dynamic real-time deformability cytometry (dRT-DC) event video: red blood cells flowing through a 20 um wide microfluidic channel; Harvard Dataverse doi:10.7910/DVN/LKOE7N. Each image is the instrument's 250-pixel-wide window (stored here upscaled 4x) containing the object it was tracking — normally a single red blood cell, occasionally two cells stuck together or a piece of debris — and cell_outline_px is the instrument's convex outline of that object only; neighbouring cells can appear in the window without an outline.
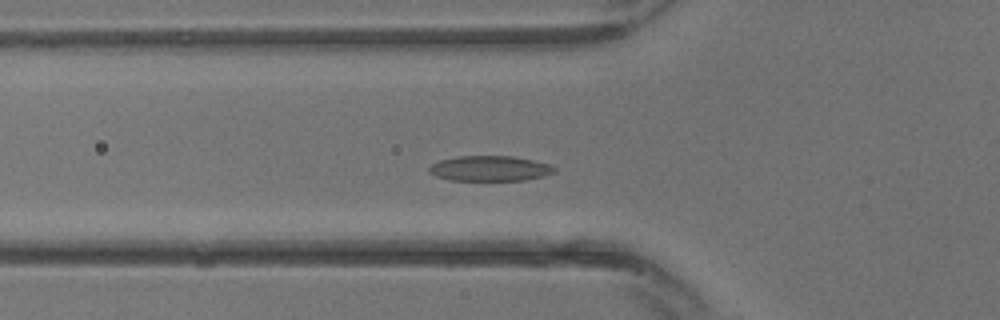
{"species": "common noctule bat (a hibernating species)", "species_latin": "Nyctalus noctula", "temperature_condition": "warm", "stored_images_in_passage": 13, "camera_frame_rate_fps": 3000, "um_per_image_px": 0.085, "animal": {"sex": "male", "body_mass_g": 13.3}, "frame": {"image": 1, "passage_image": 5, "time_ms": 1.333, "image_size_px": [1000, 320], "cell_outline_px": [[556, 172], [544, 176], [524, 180], [448, 180], [436, 176], [428, 172], [428, 168], [432, 164], [440, 160], [456, 156], [512, 156], [532, 160], [548, 164], [556, 168]], "centroid_in_image_um": [41.62, 14.32], "position_along_channel_um": 84.2, "area_um2": 18.44}}
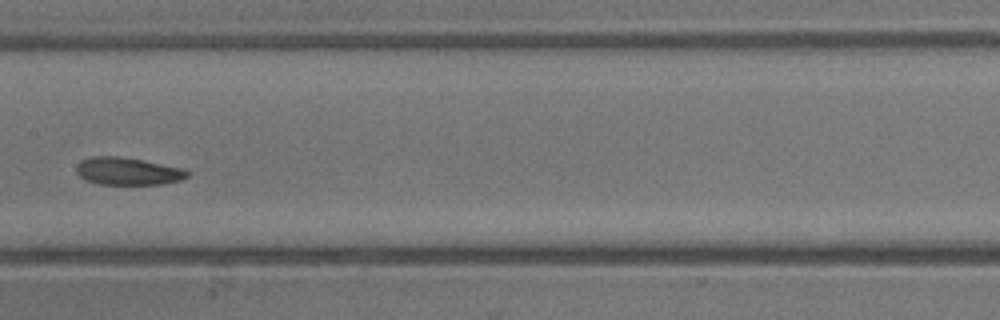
{"frame": {"image": 2, "passage_image": 10, "time_ms": 3.0, "image_size_px": [1000, 320], "cell_outline_px": [[188, 176], [180, 180], [160, 184], [96, 184], [80, 176], [76, 172], [76, 164], [80, 160], [92, 156], [120, 156], [144, 160], [184, 168], [188, 172]], "centroid_in_image_um": [10.84, 14.54], "position_along_channel_um": 196.6, "area_um2": 17.86}}
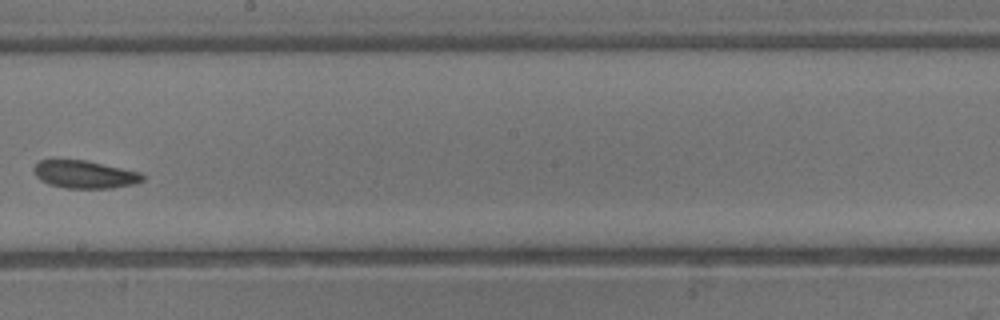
{"frame": {"image": 3, "passage_image": 12, "time_ms": 3.667, "image_size_px": [1000, 320], "cell_outline_px": [[144, 180], [136, 184], [112, 188], [64, 188], [48, 184], [40, 180], [36, 176], [32, 168], [40, 160], [84, 160], [140, 172], [144, 176]], "centroid_in_image_um": [7.19, 14.84], "position_along_channel_um": 241.0, "area_um2": 17.57}}